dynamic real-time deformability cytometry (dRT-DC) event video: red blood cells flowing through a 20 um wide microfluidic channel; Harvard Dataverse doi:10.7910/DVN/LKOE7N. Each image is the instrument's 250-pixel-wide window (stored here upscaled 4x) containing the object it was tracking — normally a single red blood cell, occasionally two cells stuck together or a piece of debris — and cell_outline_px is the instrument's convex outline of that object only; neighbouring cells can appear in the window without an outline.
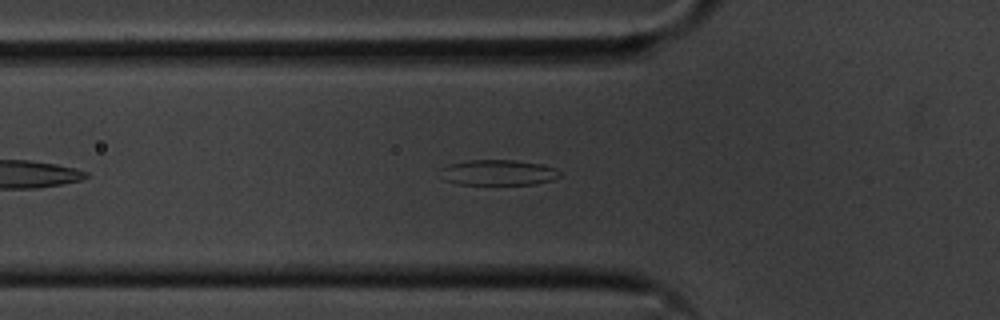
{"species": "common noctule bat (a hibernating species)", "species_latin": "Nyctalus noctula", "temperature_condition": "cold", "stored_images_in_passage": 37, "camera_frame_rate_fps": 3000, "um_per_image_px": 0.085, "animal": {"sex": "male", "body_mass_g": 20.1, "forearm_length_mm": 53.5}, "frame": {"image": 1, "passage_image": 6, "time_ms": 1.667, "image_size_px": [1000, 320], "cell_outline_px": [[560, 176], [552, 180], [536, 184], [460, 184], [444, 180], [440, 168], [448, 164], [468, 160], [516, 160], [540, 164], [556, 168], [560, 172]], "centroid_in_image_um": [42.35, 14.66], "position_along_channel_um": 83.4, "area_um2": 17.74}}
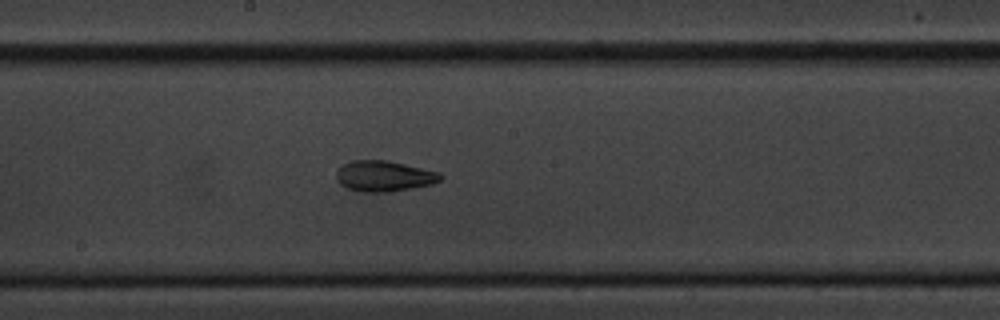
{"frame": {"image": 2, "passage_image": 17, "time_ms": 5.333, "image_size_px": [1000, 320], "cell_outline_px": [[444, 176], [440, 180], [432, 184], [392, 192], [360, 192], [348, 188], [340, 184], [336, 180], [336, 172], [344, 164], [352, 160], [384, 160], [404, 164], [440, 172]], "centroid_in_image_um": [32.65, 14.98], "position_along_channel_um": 215.6, "area_um2": 18.67}}
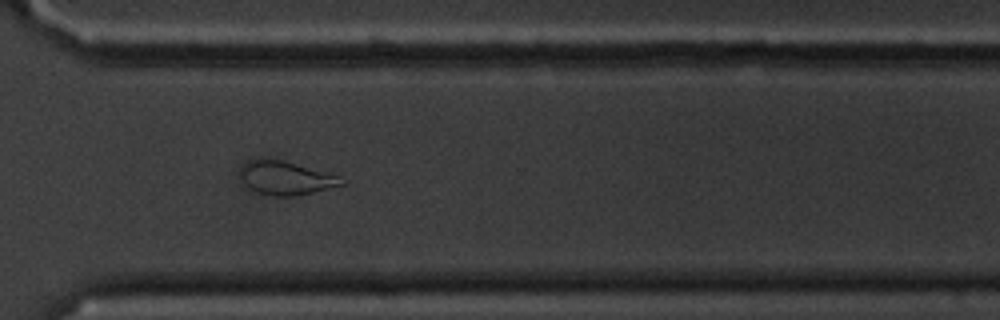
{"frame": {"image": 3, "passage_image": 28, "time_ms": 9.0, "image_size_px": [1000, 320], "cell_outline_px": [[348, 184], [296, 196], [272, 196], [248, 188], [240, 180], [240, 168], [248, 160], [280, 160], [296, 164], [340, 176], [348, 180]], "centroid_in_image_um": [24.34, 15.15], "position_along_channel_um": 346.3, "area_um2": 19.77}, "authors_computed_cell_mechanics": {"area_um2": 18.7272, "velocity_mm_per_s": 3.5776, "shape_relaxation_time_tau1_ms": 11.1034, "shape_relaxation_time_tau2_ms": 3.5874, "deformation_change_tau1": 0.2296, "deformation_change_tau2": 0.1081}}